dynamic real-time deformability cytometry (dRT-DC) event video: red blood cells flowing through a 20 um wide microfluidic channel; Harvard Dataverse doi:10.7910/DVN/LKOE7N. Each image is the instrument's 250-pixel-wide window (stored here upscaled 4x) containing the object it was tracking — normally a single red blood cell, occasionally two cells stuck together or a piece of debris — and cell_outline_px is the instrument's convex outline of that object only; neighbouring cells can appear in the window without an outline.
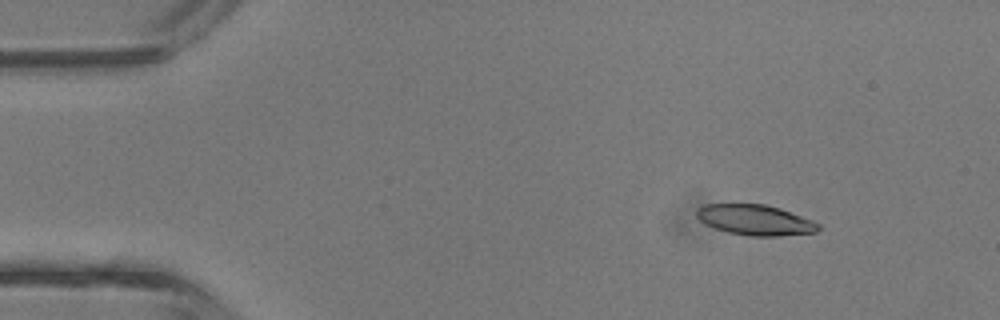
{"species": "common noctule bat (a hibernating species)", "species_latin": "Nyctalus noctula", "temperature_condition": "room temperature", "stored_images_in_passage": 37, "camera_frame_rate_fps": 3000, "um_per_image_px": 0.085, "animal": {"sex": "male", "body_mass_g": 13.3}, "frame": {"image": 1, "passage_image": 1, "time_ms": 0.0, "image_size_px": [1000, 320], "cell_outline_px": [[820, 228], [816, 232], [780, 236], [748, 236], [728, 232], [704, 224], [696, 216], [696, 208], [704, 204], [764, 204], [780, 208], [812, 220], [820, 224]], "centroid_in_image_um": [64.17, 18.7], "position_along_channel_um": 20.8, "area_um2": 21.68}}
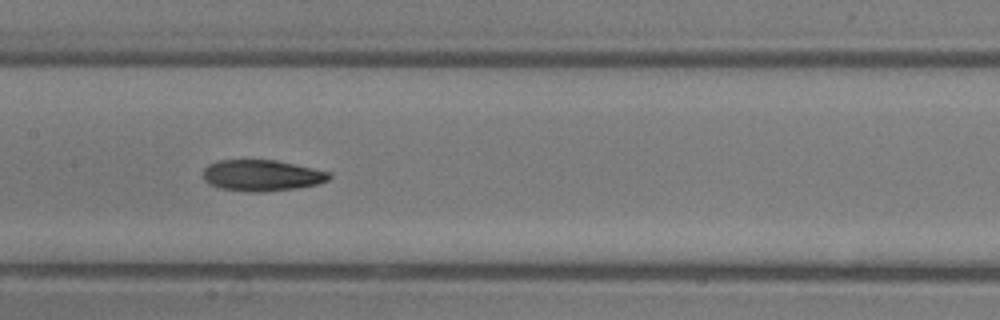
{"frame": {"image": 2, "passage_image": 16, "time_ms": 5.0, "image_size_px": [1000, 320], "cell_outline_px": [[332, 176], [328, 180], [320, 184], [296, 188], [260, 192], [252, 192], [220, 188], [208, 184], [204, 180], [204, 168], [208, 164], [220, 160], [276, 160], [332, 172]], "centroid_in_image_um": [22.28, 14.91], "position_along_channel_um": 185.1, "area_um2": 23.0}}
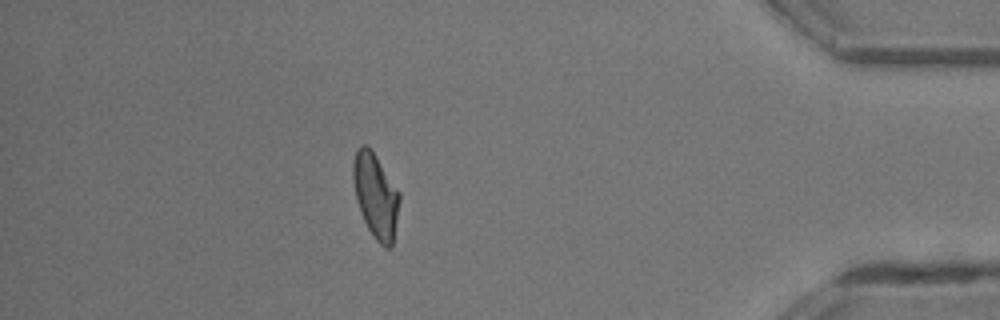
{"frame": {"image": 3, "passage_image": 32, "time_ms": 10.333, "image_size_px": [1000, 320], "cell_outline_px": [[400, 200], [392, 248], [384, 248], [376, 240], [368, 228], [360, 212], [356, 196], [352, 176], [352, 164], [356, 148], [360, 144], [364, 144], [376, 156], [400, 192]], "centroid_in_image_um": [31.93, 16.64], "position_along_channel_um": 403.3, "area_um2": 22.83}, "authors_computed_cell_mechanics": {"area_um2": 22.831, "velocity_mm_per_s": 4.9847, "shape_relaxation_time_tau1_ms": 4.3756, "shape_relaxation_time_tau2_ms": 3.4292, "deformation_change_tau1": 0.1744, "deformation_change_tau2": 0.1181}}